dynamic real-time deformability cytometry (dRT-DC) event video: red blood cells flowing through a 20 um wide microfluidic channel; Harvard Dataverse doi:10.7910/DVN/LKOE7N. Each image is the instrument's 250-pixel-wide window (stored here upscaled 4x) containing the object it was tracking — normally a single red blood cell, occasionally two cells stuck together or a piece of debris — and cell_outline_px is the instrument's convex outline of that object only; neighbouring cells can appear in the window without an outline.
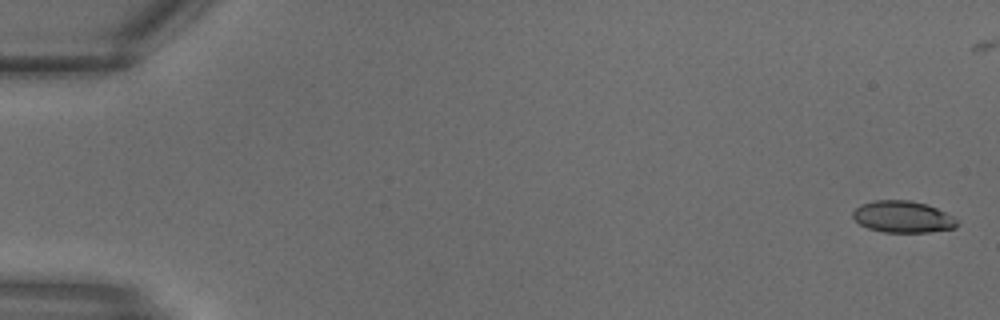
{"species": "common noctule bat (a hibernating species)", "species_latin": "Nyctalus noctula", "temperature_condition": "warm", "stored_images_in_passage": 17, "camera_frame_rate_fps": 3000, "um_per_image_px": 0.085, "animal": {"sex": "male", "body_mass_g": 18.8}, "frame": {"image": 1, "passage_image": 1, "time_ms": 0.0, "image_size_px": [1000, 320], "cell_outline_px": [[960, 224], [956, 228], [928, 232], [884, 232], [868, 228], [860, 224], [852, 216], [852, 212], [860, 204], [876, 200], [908, 200], [928, 204], [952, 216]], "centroid_in_image_um": [76.74, 18.43], "position_along_channel_um": 8.3, "area_um2": 19.25}}
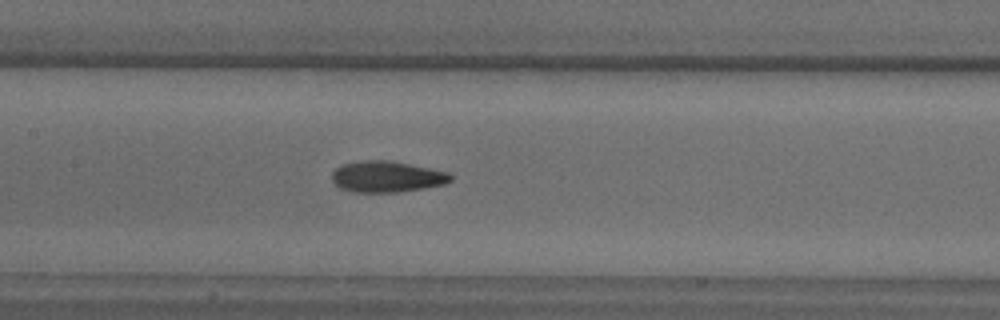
{"frame": {"image": 2, "passage_image": 15, "time_ms": 4.667, "image_size_px": [1000, 320], "cell_outline_px": [[452, 180], [444, 184], [424, 188], [396, 192], [352, 192], [340, 188], [332, 180], [332, 172], [340, 164], [364, 160], [388, 160], [448, 172], [452, 176]], "centroid_in_image_um": [32.84, 15.02], "position_along_channel_um": 174.6, "area_um2": 21.44}}
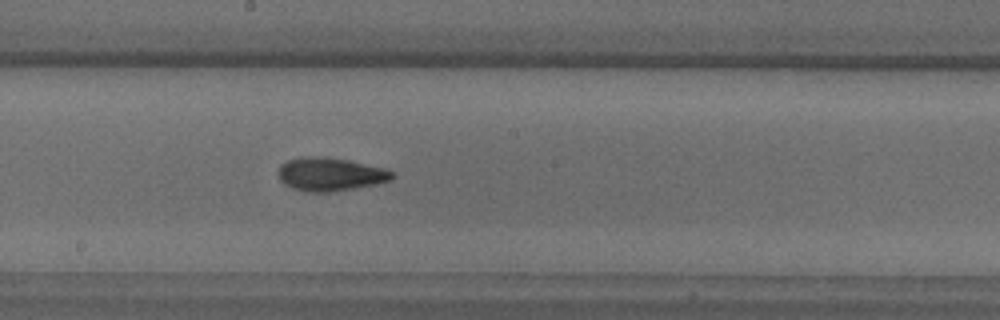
{"frame": {"image": 3, "passage_image": 17, "time_ms": 5.333, "image_size_px": [1000, 320], "cell_outline_px": [[396, 176], [392, 180], [352, 188], [328, 192], [308, 192], [292, 188], [284, 184], [280, 180], [280, 164], [288, 160], [312, 156], [348, 160], [388, 168]], "centroid_in_image_um": [28.1, 14.81], "position_along_channel_um": 220.1, "area_um2": 21.79}}